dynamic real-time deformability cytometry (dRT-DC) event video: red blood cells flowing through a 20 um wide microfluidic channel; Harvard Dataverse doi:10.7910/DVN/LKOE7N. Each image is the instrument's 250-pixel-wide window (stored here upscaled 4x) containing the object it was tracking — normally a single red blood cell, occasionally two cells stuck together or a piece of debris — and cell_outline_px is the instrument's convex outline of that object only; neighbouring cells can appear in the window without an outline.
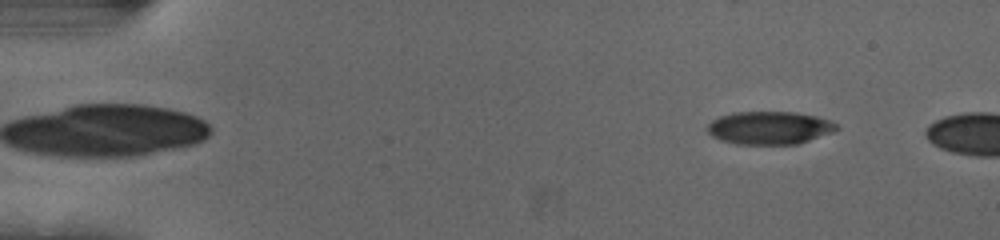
{"species": "human", "species_latin": "Homo sapiens", "temperature_condition": "cold", "stored_images_in_passage": 10, "camera_frame_rate_fps": 3000, "um_per_image_px": 0.085, "donor": {"sex": "female"}, "frame": {"image": 1, "passage_image": 6, "time_ms": 1.667, "image_size_px": [1000, 240], "cell_outline_px": [[840, 128], [832, 132], [796, 144], [736, 144], [720, 140], [712, 136], [708, 132], [708, 124], [712, 120], [720, 116], [732, 112], [792, 112], [816, 116], [832, 120]], "centroid_in_image_um": [65.39, 10.86], "position_along_channel_um": 19.6, "area_um2": 24.74}}